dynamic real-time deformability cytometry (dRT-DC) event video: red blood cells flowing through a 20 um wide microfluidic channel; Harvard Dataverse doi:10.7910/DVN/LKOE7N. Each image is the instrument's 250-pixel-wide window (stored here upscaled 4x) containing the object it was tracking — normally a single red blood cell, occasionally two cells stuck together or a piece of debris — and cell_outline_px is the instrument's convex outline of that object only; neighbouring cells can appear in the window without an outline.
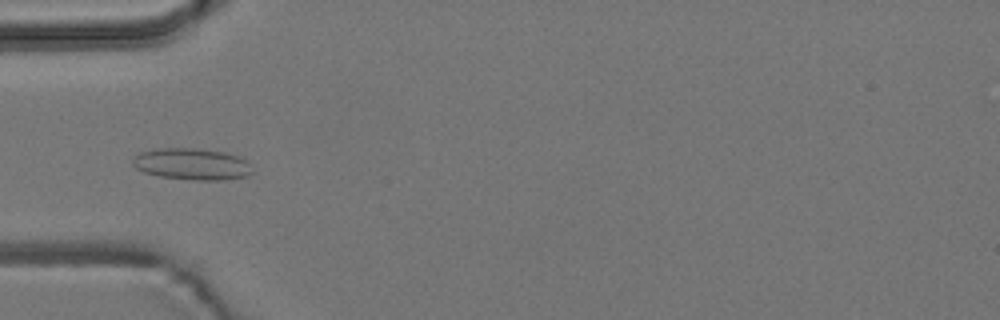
{"species": "common noctule bat (a hibernating species)", "species_latin": "Nyctalus noctula", "temperature_condition": "room temperature", "stored_images_in_passage": 53, "camera_frame_rate_fps": 3000, "um_per_image_px": 0.085, "animal": {"sex": "male", "body_mass_g": 19.2, "forearm_length_mm": 51.8}, "frame": {"image": 1, "passage_image": 17, "time_ms": 5.333, "image_size_px": [1000, 320], "cell_outline_px": [[252, 172], [248, 176], [224, 180], [192, 180], [156, 176], [144, 172], [136, 168], [132, 164], [132, 160], [140, 152], [160, 148], [192, 148], [224, 152], [240, 156], [248, 164]], "centroid_in_image_um": [16.29, 13.96], "position_along_channel_um": 68.7, "area_um2": 22.02}}
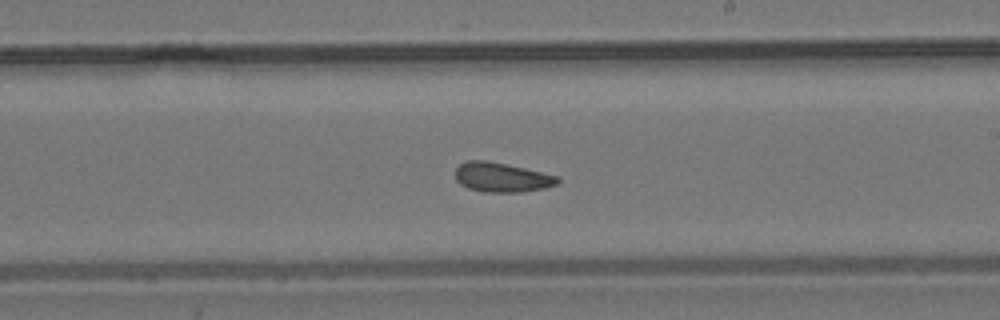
{"frame": {"image": 2, "passage_image": 31, "time_ms": 10.0, "image_size_px": [1000, 320], "cell_outline_px": [[560, 180], [556, 184], [544, 188], [520, 192], [484, 192], [468, 188], [460, 184], [456, 180], [456, 168], [464, 160], [488, 160], [560, 176]], "centroid_in_image_um": [42.63, 15.06], "position_along_channel_um": 246.4, "area_um2": 17.63}}
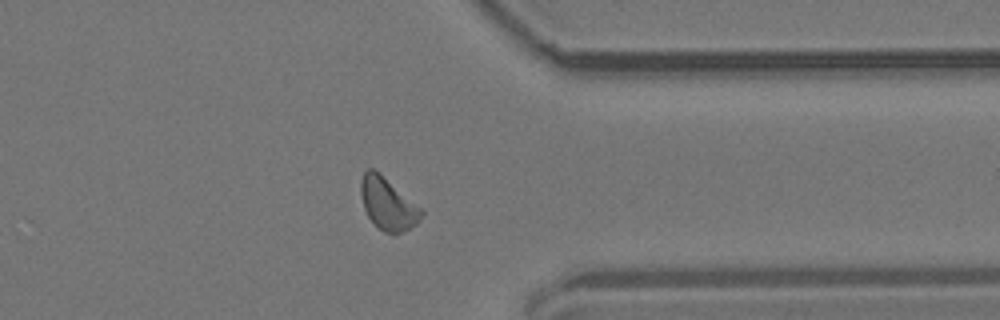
{"frame": {"image": 3, "passage_image": 42, "time_ms": 13.667, "image_size_px": [1000, 320], "cell_outline_px": [[424, 212], [416, 224], [400, 232], [384, 232], [368, 216], [364, 208], [360, 192], [360, 180], [364, 172], [368, 168], [372, 168], [380, 172], [424, 208]], "centroid_in_image_um": [32.98, 17.26], "position_along_channel_um": 378.4, "area_um2": 18.5}, "authors_computed_cell_mechanics": {"area_um2": 18.0914, "velocity_mm_per_s": 3.7981, "shape_relaxation_time_tau1_ms": null, "shape_relaxation_time_tau2_ms": 3.1669, "deformation_change_tau1": null, "deformation_change_tau2": 0.0942}}